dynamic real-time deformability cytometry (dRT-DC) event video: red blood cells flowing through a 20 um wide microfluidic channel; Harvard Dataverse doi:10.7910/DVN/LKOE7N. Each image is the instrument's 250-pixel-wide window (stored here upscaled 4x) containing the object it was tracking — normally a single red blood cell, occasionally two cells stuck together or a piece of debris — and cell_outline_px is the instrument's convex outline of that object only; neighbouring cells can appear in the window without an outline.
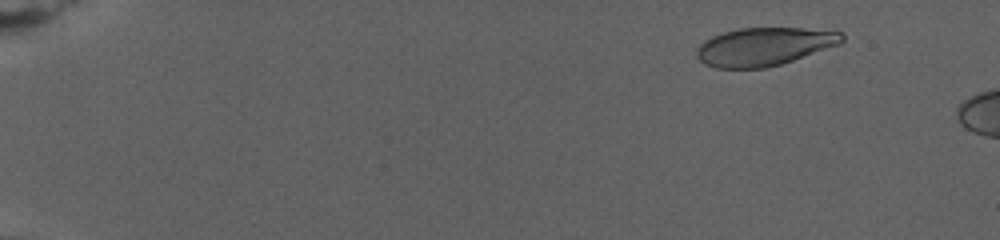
{"species": "human", "species_latin": "Homo sapiens", "temperature_condition": "warm", "stored_images_in_passage": 7, "camera_frame_rate_fps": 3000, "um_per_image_px": 0.085, "donor": {"sex": "female"}, "frame": {"image": 1, "passage_image": 4, "time_ms": 2.667, "image_size_px": [1000, 240], "cell_outline_px": [[844, 40], [840, 44], [780, 64], [764, 68], [716, 68], [704, 64], [696, 56], [696, 48], [704, 40], [712, 36], [724, 32], [740, 28], [800, 28], [840, 32], [844, 36]], "centroid_in_image_um": [64.91, 3.96], "position_along_channel_um": 20.1, "area_um2": 32.08}}